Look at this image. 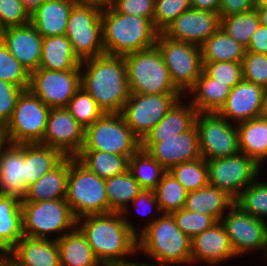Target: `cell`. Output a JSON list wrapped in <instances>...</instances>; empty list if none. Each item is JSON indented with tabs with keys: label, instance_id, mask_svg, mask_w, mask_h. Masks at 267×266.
<instances>
[{
	"label": "cell",
	"instance_id": "obj_17",
	"mask_svg": "<svg viewBox=\"0 0 267 266\" xmlns=\"http://www.w3.org/2000/svg\"><path fill=\"white\" fill-rule=\"evenodd\" d=\"M230 208L231 211L221 221L235 255L251 249L267 250V224L264 219L251 216L235 203Z\"/></svg>",
	"mask_w": 267,
	"mask_h": 266
},
{
	"label": "cell",
	"instance_id": "obj_22",
	"mask_svg": "<svg viewBox=\"0 0 267 266\" xmlns=\"http://www.w3.org/2000/svg\"><path fill=\"white\" fill-rule=\"evenodd\" d=\"M235 256L221 221L191 239V263L199 260L215 265Z\"/></svg>",
	"mask_w": 267,
	"mask_h": 266
},
{
	"label": "cell",
	"instance_id": "obj_50",
	"mask_svg": "<svg viewBox=\"0 0 267 266\" xmlns=\"http://www.w3.org/2000/svg\"><path fill=\"white\" fill-rule=\"evenodd\" d=\"M24 89L0 79V123L6 125L11 119L19 95Z\"/></svg>",
	"mask_w": 267,
	"mask_h": 266
},
{
	"label": "cell",
	"instance_id": "obj_11",
	"mask_svg": "<svg viewBox=\"0 0 267 266\" xmlns=\"http://www.w3.org/2000/svg\"><path fill=\"white\" fill-rule=\"evenodd\" d=\"M51 108L44 105L29 89L19 95L6 130L13 144L40 143L48 121Z\"/></svg>",
	"mask_w": 267,
	"mask_h": 266
},
{
	"label": "cell",
	"instance_id": "obj_2",
	"mask_svg": "<svg viewBox=\"0 0 267 266\" xmlns=\"http://www.w3.org/2000/svg\"><path fill=\"white\" fill-rule=\"evenodd\" d=\"M83 66L86 73H81V86L104 113H121L130 96L124 57L104 54L81 61Z\"/></svg>",
	"mask_w": 267,
	"mask_h": 266
},
{
	"label": "cell",
	"instance_id": "obj_61",
	"mask_svg": "<svg viewBox=\"0 0 267 266\" xmlns=\"http://www.w3.org/2000/svg\"><path fill=\"white\" fill-rule=\"evenodd\" d=\"M260 116L267 118V89H265V91H264L263 106H262V111H261Z\"/></svg>",
	"mask_w": 267,
	"mask_h": 266
},
{
	"label": "cell",
	"instance_id": "obj_21",
	"mask_svg": "<svg viewBox=\"0 0 267 266\" xmlns=\"http://www.w3.org/2000/svg\"><path fill=\"white\" fill-rule=\"evenodd\" d=\"M265 88L241 80L231 88L229 96L218 114L225 119H234L239 123L261 115Z\"/></svg>",
	"mask_w": 267,
	"mask_h": 266
},
{
	"label": "cell",
	"instance_id": "obj_30",
	"mask_svg": "<svg viewBox=\"0 0 267 266\" xmlns=\"http://www.w3.org/2000/svg\"><path fill=\"white\" fill-rule=\"evenodd\" d=\"M234 202L235 200L225 191L208 184L187 194L184 209L210 215L221 221L225 208L230 209Z\"/></svg>",
	"mask_w": 267,
	"mask_h": 266
},
{
	"label": "cell",
	"instance_id": "obj_60",
	"mask_svg": "<svg viewBox=\"0 0 267 266\" xmlns=\"http://www.w3.org/2000/svg\"><path fill=\"white\" fill-rule=\"evenodd\" d=\"M11 257L12 255L10 251H2V254H0V266H7Z\"/></svg>",
	"mask_w": 267,
	"mask_h": 266
},
{
	"label": "cell",
	"instance_id": "obj_25",
	"mask_svg": "<svg viewBox=\"0 0 267 266\" xmlns=\"http://www.w3.org/2000/svg\"><path fill=\"white\" fill-rule=\"evenodd\" d=\"M21 266H60L56 239H34L23 236L10 250Z\"/></svg>",
	"mask_w": 267,
	"mask_h": 266
},
{
	"label": "cell",
	"instance_id": "obj_53",
	"mask_svg": "<svg viewBox=\"0 0 267 266\" xmlns=\"http://www.w3.org/2000/svg\"><path fill=\"white\" fill-rule=\"evenodd\" d=\"M245 49L250 52L267 54V27L260 24Z\"/></svg>",
	"mask_w": 267,
	"mask_h": 266
},
{
	"label": "cell",
	"instance_id": "obj_37",
	"mask_svg": "<svg viewBox=\"0 0 267 266\" xmlns=\"http://www.w3.org/2000/svg\"><path fill=\"white\" fill-rule=\"evenodd\" d=\"M105 188L109 201V212H118L123 215L128 211L126 203L132 202L143 190L129 170L105 179Z\"/></svg>",
	"mask_w": 267,
	"mask_h": 266
},
{
	"label": "cell",
	"instance_id": "obj_46",
	"mask_svg": "<svg viewBox=\"0 0 267 266\" xmlns=\"http://www.w3.org/2000/svg\"><path fill=\"white\" fill-rule=\"evenodd\" d=\"M191 8V0H155L154 28L162 33L169 24Z\"/></svg>",
	"mask_w": 267,
	"mask_h": 266
},
{
	"label": "cell",
	"instance_id": "obj_65",
	"mask_svg": "<svg viewBox=\"0 0 267 266\" xmlns=\"http://www.w3.org/2000/svg\"><path fill=\"white\" fill-rule=\"evenodd\" d=\"M1 37H2V28L0 27V41H1Z\"/></svg>",
	"mask_w": 267,
	"mask_h": 266
},
{
	"label": "cell",
	"instance_id": "obj_59",
	"mask_svg": "<svg viewBox=\"0 0 267 266\" xmlns=\"http://www.w3.org/2000/svg\"><path fill=\"white\" fill-rule=\"evenodd\" d=\"M260 18V24L267 27V9L256 8Z\"/></svg>",
	"mask_w": 267,
	"mask_h": 266
},
{
	"label": "cell",
	"instance_id": "obj_24",
	"mask_svg": "<svg viewBox=\"0 0 267 266\" xmlns=\"http://www.w3.org/2000/svg\"><path fill=\"white\" fill-rule=\"evenodd\" d=\"M77 0H47L30 15V23L43 37L65 35L68 18Z\"/></svg>",
	"mask_w": 267,
	"mask_h": 266
},
{
	"label": "cell",
	"instance_id": "obj_36",
	"mask_svg": "<svg viewBox=\"0 0 267 266\" xmlns=\"http://www.w3.org/2000/svg\"><path fill=\"white\" fill-rule=\"evenodd\" d=\"M75 158L89 171L103 179L120 175L126 172L129 166L127 156L104 151L81 150Z\"/></svg>",
	"mask_w": 267,
	"mask_h": 266
},
{
	"label": "cell",
	"instance_id": "obj_55",
	"mask_svg": "<svg viewBox=\"0 0 267 266\" xmlns=\"http://www.w3.org/2000/svg\"><path fill=\"white\" fill-rule=\"evenodd\" d=\"M191 7L195 10L219 12L220 0H191Z\"/></svg>",
	"mask_w": 267,
	"mask_h": 266
},
{
	"label": "cell",
	"instance_id": "obj_62",
	"mask_svg": "<svg viewBox=\"0 0 267 266\" xmlns=\"http://www.w3.org/2000/svg\"><path fill=\"white\" fill-rule=\"evenodd\" d=\"M255 8L267 9V0H255Z\"/></svg>",
	"mask_w": 267,
	"mask_h": 266
},
{
	"label": "cell",
	"instance_id": "obj_16",
	"mask_svg": "<svg viewBox=\"0 0 267 266\" xmlns=\"http://www.w3.org/2000/svg\"><path fill=\"white\" fill-rule=\"evenodd\" d=\"M141 148L147 151L167 171L183 162L201 157L199 134L194 125L189 131L170 138H144Z\"/></svg>",
	"mask_w": 267,
	"mask_h": 266
},
{
	"label": "cell",
	"instance_id": "obj_33",
	"mask_svg": "<svg viewBox=\"0 0 267 266\" xmlns=\"http://www.w3.org/2000/svg\"><path fill=\"white\" fill-rule=\"evenodd\" d=\"M65 156L57 149L40 143L25 144V187L54 169Z\"/></svg>",
	"mask_w": 267,
	"mask_h": 266
},
{
	"label": "cell",
	"instance_id": "obj_49",
	"mask_svg": "<svg viewBox=\"0 0 267 266\" xmlns=\"http://www.w3.org/2000/svg\"><path fill=\"white\" fill-rule=\"evenodd\" d=\"M30 23V15L20 0H0V27L22 26Z\"/></svg>",
	"mask_w": 267,
	"mask_h": 266
},
{
	"label": "cell",
	"instance_id": "obj_14",
	"mask_svg": "<svg viewBox=\"0 0 267 266\" xmlns=\"http://www.w3.org/2000/svg\"><path fill=\"white\" fill-rule=\"evenodd\" d=\"M206 162L209 184L225 191L234 200L240 195L242 187L253 182L260 170V165L242 152Z\"/></svg>",
	"mask_w": 267,
	"mask_h": 266
},
{
	"label": "cell",
	"instance_id": "obj_32",
	"mask_svg": "<svg viewBox=\"0 0 267 266\" xmlns=\"http://www.w3.org/2000/svg\"><path fill=\"white\" fill-rule=\"evenodd\" d=\"M240 152L259 165L267 158V118L262 116L237 125Z\"/></svg>",
	"mask_w": 267,
	"mask_h": 266
},
{
	"label": "cell",
	"instance_id": "obj_63",
	"mask_svg": "<svg viewBox=\"0 0 267 266\" xmlns=\"http://www.w3.org/2000/svg\"><path fill=\"white\" fill-rule=\"evenodd\" d=\"M130 266H157V265H149V264H145V263H143V264H140V263H135V262H132L131 264H130ZM159 266H170V264H168V263H160V265Z\"/></svg>",
	"mask_w": 267,
	"mask_h": 266
},
{
	"label": "cell",
	"instance_id": "obj_40",
	"mask_svg": "<svg viewBox=\"0 0 267 266\" xmlns=\"http://www.w3.org/2000/svg\"><path fill=\"white\" fill-rule=\"evenodd\" d=\"M259 26V14L257 9L254 8L253 10L245 13L234 14L221 18L220 27H222L229 36L246 48L251 36Z\"/></svg>",
	"mask_w": 267,
	"mask_h": 266
},
{
	"label": "cell",
	"instance_id": "obj_9",
	"mask_svg": "<svg viewBox=\"0 0 267 266\" xmlns=\"http://www.w3.org/2000/svg\"><path fill=\"white\" fill-rule=\"evenodd\" d=\"M21 211L23 235L28 238L47 239L46 234L77 227L66 199L21 202Z\"/></svg>",
	"mask_w": 267,
	"mask_h": 266
},
{
	"label": "cell",
	"instance_id": "obj_42",
	"mask_svg": "<svg viewBox=\"0 0 267 266\" xmlns=\"http://www.w3.org/2000/svg\"><path fill=\"white\" fill-rule=\"evenodd\" d=\"M66 108L84 128L92 125L105 114L95 99L82 86L70 99Z\"/></svg>",
	"mask_w": 267,
	"mask_h": 266
},
{
	"label": "cell",
	"instance_id": "obj_1",
	"mask_svg": "<svg viewBox=\"0 0 267 266\" xmlns=\"http://www.w3.org/2000/svg\"><path fill=\"white\" fill-rule=\"evenodd\" d=\"M122 215L118 212H109L77 219V225L82 218L84 219V224L77 227L86 236L102 266H130L132 261L126 262L123 257L138 251V233Z\"/></svg>",
	"mask_w": 267,
	"mask_h": 266
},
{
	"label": "cell",
	"instance_id": "obj_54",
	"mask_svg": "<svg viewBox=\"0 0 267 266\" xmlns=\"http://www.w3.org/2000/svg\"><path fill=\"white\" fill-rule=\"evenodd\" d=\"M132 203L137 207H138V205L141 206V207H144V206L148 205V207L152 208L153 206L155 207V205H156V207L158 208L157 210H160L159 209V204H158V202L156 200V196H155V193H154L153 190H145V189H143L132 200ZM137 210H138V208H137ZM146 210H144L145 212L142 211L143 214L149 211L148 209H146ZM139 212L141 213L140 209H139Z\"/></svg>",
	"mask_w": 267,
	"mask_h": 266
},
{
	"label": "cell",
	"instance_id": "obj_18",
	"mask_svg": "<svg viewBox=\"0 0 267 266\" xmlns=\"http://www.w3.org/2000/svg\"><path fill=\"white\" fill-rule=\"evenodd\" d=\"M85 128L66 107L51 108L40 144L59 150L65 157H76L84 144Z\"/></svg>",
	"mask_w": 267,
	"mask_h": 266
},
{
	"label": "cell",
	"instance_id": "obj_4",
	"mask_svg": "<svg viewBox=\"0 0 267 266\" xmlns=\"http://www.w3.org/2000/svg\"><path fill=\"white\" fill-rule=\"evenodd\" d=\"M138 248L160 263H191V239L178 228L169 213L151 220L141 230Z\"/></svg>",
	"mask_w": 267,
	"mask_h": 266
},
{
	"label": "cell",
	"instance_id": "obj_58",
	"mask_svg": "<svg viewBox=\"0 0 267 266\" xmlns=\"http://www.w3.org/2000/svg\"><path fill=\"white\" fill-rule=\"evenodd\" d=\"M11 144L8 132L6 130V126L2 123H0V155L3 153V151L6 149L4 148V145Z\"/></svg>",
	"mask_w": 267,
	"mask_h": 266
},
{
	"label": "cell",
	"instance_id": "obj_48",
	"mask_svg": "<svg viewBox=\"0 0 267 266\" xmlns=\"http://www.w3.org/2000/svg\"><path fill=\"white\" fill-rule=\"evenodd\" d=\"M242 73L243 80L267 88V54L245 51Z\"/></svg>",
	"mask_w": 267,
	"mask_h": 266
},
{
	"label": "cell",
	"instance_id": "obj_23",
	"mask_svg": "<svg viewBox=\"0 0 267 266\" xmlns=\"http://www.w3.org/2000/svg\"><path fill=\"white\" fill-rule=\"evenodd\" d=\"M25 187V144H9L0 155V194L22 199Z\"/></svg>",
	"mask_w": 267,
	"mask_h": 266
},
{
	"label": "cell",
	"instance_id": "obj_12",
	"mask_svg": "<svg viewBox=\"0 0 267 266\" xmlns=\"http://www.w3.org/2000/svg\"><path fill=\"white\" fill-rule=\"evenodd\" d=\"M181 94L130 93L121 112L127 126L142 141L179 100Z\"/></svg>",
	"mask_w": 267,
	"mask_h": 266
},
{
	"label": "cell",
	"instance_id": "obj_10",
	"mask_svg": "<svg viewBox=\"0 0 267 266\" xmlns=\"http://www.w3.org/2000/svg\"><path fill=\"white\" fill-rule=\"evenodd\" d=\"M102 12L94 7L76 2L69 14L66 37L80 61L102 56Z\"/></svg>",
	"mask_w": 267,
	"mask_h": 266
},
{
	"label": "cell",
	"instance_id": "obj_51",
	"mask_svg": "<svg viewBox=\"0 0 267 266\" xmlns=\"http://www.w3.org/2000/svg\"><path fill=\"white\" fill-rule=\"evenodd\" d=\"M113 9L118 13L147 18L153 23L155 0H116Z\"/></svg>",
	"mask_w": 267,
	"mask_h": 266
},
{
	"label": "cell",
	"instance_id": "obj_3",
	"mask_svg": "<svg viewBox=\"0 0 267 266\" xmlns=\"http://www.w3.org/2000/svg\"><path fill=\"white\" fill-rule=\"evenodd\" d=\"M102 41L105 53L125 56L156 44L158 31L147 18L118 13L113 8L102 11Z\"/></svg>",
	"mask_w": 267,
	"mask_h": 266
},
{
	"label": "cell",
	"instance_id": "obj_47",
	"mask_svg": "<svg viewBox=\"0 0 267 266\" xmlns=\"http://www.w3.org/2000/svg\"><path fill=\"white\" fill-rule=\"evenodd\" d=\"M203 71L217 82L233 88L243 79L242 62H202Z\"/></svg>",
	"mask_w": 267,
	"mask_h": 266
},
{
	"label": "cell",
	"instance_id": "obj_8",
	"mask_svg": "<svg viewBox=\"0 0 267 266\" xmlns=\"http://www.w3.org/2000/svg\"><path fill=\"white\" fill-rule=\"evenodd\" d=\"M155 45L163 56L172 83L185 94L203 71L200 46L173 40L162 33H158Z\"/></svg>",
	"mask_w": 267,
	"mask_h": 266
},
{
	"label": "cell",
	"instance_id": "obj_57",
	"mask_svg": "<svg viewBox=\"0 0 267 266\" xmlns=\"http://www.w3.org/2000/svg\"><path fill=\"white\" fill-rule=\"evenodd\" d=\"M25 10L31 15L47 0H20Z\"/></svg>",
	"mask_w": 267,
	"mask_h": 266
},
{
	"label": "cell",
	"instance_id": "obj_5",
	"mask_svg": "<svg viewBox=\"0 0 267 266\" xmlns=\"http://www.w3.org/2000/svg\"><path fill=\"white\" fill-rule=\"evenodd\" d=\"M123 57L130 93L182 94L172 83L163 56L156 45Z\"/></svg>",
	"mask_w": 267,
	"mask_h": 266
},
{
	"label": "cell",
	"instance_id": "obj_6",
	"mask_svg": "<svg viewBox=\"0 0 267 266\" xmlns=\"http://www.w3.org/2000/svg\"><path fill=\"white\" fill-rule=\"evenodd\" d=\"M66 201L76 219L109 213L105 179L89 171L75 157H69Z\"/></svg>",
	"mask_w": 267,
	"mask_h": 266
},
{
	"label": "cell",
	"instance_id": "obj_35",
	"mask_svg": "<svg viewBox=\"0 0 267 266\" xmlns=\"http://www.w3.org/2000/svg\"><path fill=\"white\" fill-rule=\"evenodd\" d=\"M202 62H242L245 47L220 27L201 46Z\"/></svg>",
	"mask_w": 267,
	"mask_h": 266
},
{
	"label": "cell",
	"instance_id": "obj_34",
	"mask_svg": "<svg viewBox=\"0 0 267 266\" xmlns=\"http://www.w3.org/2000/svg\"><path fill=\"white\" fill-rule=\"evenodd\" d=\"M197 113L192 104L184 106L179 99L145 138H170L189 131L195 125Z\"/></svg>",
	"mask_w": 267,
	"mask_h": 266
},
{
	"label": "cell",
	"instance_id": "obj_28",
	"mask_svg": "<svg viewBox=\"0 0 267 266\" xmlns=\"http://www.w3.org/2000/svg\"><path fill=\"white\" fill-rule=\"evenodd\" d=\"M60 266H101L86 236L77 227L56 238Z\"/></svg>",
	"mask_w": 267,
	"mask_h": 266
},
{
	"label": "cell",
	"instance_id": "obj_15",
	"mask_svg": "<svg viewBox=\"0 0 267 266\" xmlns=\"http://www.w3.org/2000/svg\"><path fill=\"white\" fill-rule=\"evenodd\" d=\"M81 70L54 71L38 68L30 73L28 89L49 108L67 107L81 88Z\"/></svg>",
	"mask_w": 267,
	"mask_h": 266
},
{
	"label": "cell",
	"instance_id": "obj_45",
	"mask_svg": "<svg viewBox=\"0 0 267 266\" xmlns=\"http://www.w3.org/2000/svg\"><path fill=\"white\" fill-rule=\"evenodd\" d=\"M176 221L178 228L190 239L212 227L218 221L203 213L191 212L184 208L171 213Z\"/></svg>",
	"mask_w": 267,
	"mask_h": 266
},
{
	"label": "cell",
	"instance_id": "obj_56",
	"mask_svg": "<svg viewBox=\"0 0 267 266\" xmlns=\"http://www.w3.org/2000/svg\"><path fill=\"white\" fill-rule=\"evenodd\" d=\"M116 0H77V2L99 9L101 12L113 8Z\"/></svg>",
	"mask_w": 267,
	"mask_h": 266
},
{
	"label": "cell",
	"instance_id": "obj_39",
	"mask_svg": "<svg viewBox=\"0 0 267 266\" xmlns=\"http://www.w3.org/2000/svg\"><path fill=\"white\" fill-rule=\"evenodd\" d=\"M153 191L162 214H171L184 208L188 192L169 171L163 175Z\"/></svg>",
	"mask_w": 267,
	"mask_h": 266
},
{
	"label": "cell",
	"instance_id": "obj_29",
	"mask_svg": "<svg viewBox=\"0 0 267 266\" xmlns=\"http://www.w3.org/2000/svg\"><path fill=\"white\" fill-rule=\"evenodd\" d=\"M23 236L21 198L0 194V251H10Z\"/></svg>",
	"mask_w": 267,
	"mask_h": 266
},
{
	"label": "cell",
	"instance_id": "obj_44",
	"mask_svg": "<svg viewBox=\"0 0 267 266\" xmlns=\"http://www.w3.org/2000/svg\"><path fill=\"white\" fill-rule=\"evenodd\" d=\"M0 79L28 89L30 73L0 41Z\"/></svg>",
	"mask_w": 267,
	"mask_h": 266
},
{
	"label": "cell",
	"instance_id": "obj_31",
	"mask_svg": "<svg viewBox=\"0 0 267 266\" xmlns=\"http://www.w3.org/2000/svg\"><path fill=\"white\" fill-rule=\"evenodd\" d=\"M231 87L210 78L204 71L189 90L197 94L191 101L198 113H218L225 104Z\"/></svg>",
	"mask_w": 267,
	"mask_h": 266
},
{
	"label": "cell",
	"instance_id": "obj_43",
	"mask_svg": "<svg viewBox=\"0 0 267 266\" xmlns=\"http://www.w3.org/2000/svg\"><path fill=\"white\" fill-rule=\"evenodd\" d=\"M234 203L251 216L263 219L267 216V183L254 180L241 190Z\"/></svg>",
	"mask_w": 267,
	"mask_h": 266
},
{
	"label": "cell",
	"instance_id": "obj_13",
	"mask_svg": "<svg viewBox=\"0 0 267 266\" xmlns=\"http://www.w3.org/2000/svg\"><path fill=\"white\" fill-rule=\"evenodd\" d=\"M195 125L199 149L205 160L230 157L240 152L237 127L218 113H197Z\"/></svg>",
	"mask_w": 267,
	"mask_h": 266
},
{
	"label": "cell",
	"instance_id": "obj_52",
	"mask_svg": "<svg viewBox=\"0 0 267 266\" xmlns=\"http://www.w3.org/2000/svg\"><path fill=\"white\" fill-rule=\"evenodd\" d=\"M255 8V0H220L219 17L245 13Z\"/></svg>",
	"mask_w": 267,
	"mask_h": 266
},
{
	"label": "cell",
	"instance_id": "obj_20",
	"mask_svg": "<svg viewBox=\"0 0 267 266\" xmlns=\"http://www.w3.org/2000/svg\"><path fill=\"white\" fill-rule=\"evenodd\" d=\"M1 41L29 73L39 68L43 37L31 23L2 29Z\"/></svg>",
	"mask_w": 267,
	"mask_h": 266
},
{
	"label": "cell",
	"instance_id": "obj_38",
	"mask_svg": "<svg viewBox=\"0 0 267 266\" xmlns=\"http://www.w3.org/2000/svg\"><path fill=\"white\" fill-rule=\"evenodd\" d=\"M128 170L145 190H153L167 172L156 159L142 148L129 157Z\"/></svg>",
	"mask_w": 267,
	"mask_h": 266
},
{
	"label": "cell",
	"instance_id": "obj_7",
	"mask_svg": "<svg viewBox=\"0 0 267 266\" xmlns=\"http://www.w3.org/2000/svg\"><path fill=\"white\" fill-rule=\"evenodd\" d=\"M141 148V140L127 126L121 113H105L85 128L82 150L127 156Z\"/></svg>",
	"mask_w": 267,
	"mask_h": 266
},
{
	"label": "cell",
	"instance_id": "obj_64",
	"mask_svg": "<svg viewBox=\"0 0 267 266\" xmlns=\"http://www.w3.org/2000/svg\"><path fill=\"white\" fill-rule=\"evenodd\" d=\"M7 266H21L18 262H16L12 257L9 259Z\"/></svg>",
	"mask_w": 267,
	"mask_h": 266
},
{
	"label": "cell",
	"instance_id": "obj_27",
	"mask_svg": "<svg viewBox=\"0 0 267 266\" xmlns=\"http://www.w3.org/2000/svg\"><path fill=\"white\" fill-rule=\"evenodd\" d=\"M66 35L43 38L39 68L54 71L83 70Z\"/></svg>",
	"mask_w": 267,
	"mask_h": 266
},
{
	"label": "cell",
	"instance_id": "obj_41",
	"mask_svg": "<svg viewBox=\"0 0 267 266\" xmlns=\"http://www.w3.org/2000/svg\"><path fill=\"white\" fill-rule=\"evenodd\" d=\"M168 171L183 185L188 193L209 184L208 165L202 157L175 165Z\"/></svg>",
	"mask_w": 267,
	"mask_h": 266
},
{
	"label": "cell",
	"instance_id": "obj_19",
	"mask_svg": "<svg viewBox=\"0 0 267 266\" xmlns=\"http://www.w3.org/2000/svg\"><path fill=\"white\" fill-rule=\"evenodd\" d=\"M220 26L219 12L191 8L169 24L162 34L173 40L201 46Z\"/></svg>",
	"mask_w": 267,
	"mask_h": 266
},
{
	"label": "cell",
	"instance_id": "obj_26",
	"mask_svg": "<svg viewBox=\"0 0 267 266\" xmlns=\"http://www.w3.org/2000/svg\"><path fill=\"white\" fill-rule=\"evenodd\" d=\"M68 175L69 157H65L54 169L27 187L21 202L65 199Z\"/></svg>",
	"mask_w": 267,
	"mask_h": 266
}]
</instances>
